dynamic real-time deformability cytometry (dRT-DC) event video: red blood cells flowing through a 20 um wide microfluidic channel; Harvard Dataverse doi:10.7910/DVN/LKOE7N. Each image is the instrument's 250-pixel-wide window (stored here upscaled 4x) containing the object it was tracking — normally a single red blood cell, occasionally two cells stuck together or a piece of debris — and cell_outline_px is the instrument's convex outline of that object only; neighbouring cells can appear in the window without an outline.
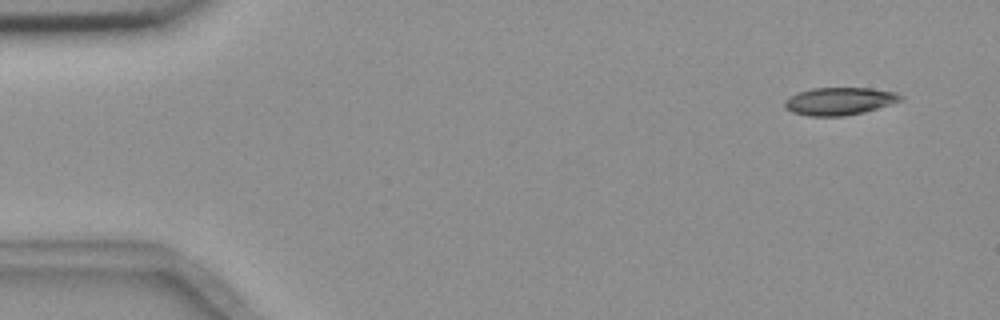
{"species": "common noctule bat (a hibernating species)", "species_latin": "Nyctalus noctula", "temperature_condition": "room temperature", "stored_images_in_passage": 7, "camera_frame_rate_fps": 3000, "um_per_image_px": 0.085, "animal": {"sex": "female", "body_mass_g": 18.4}, "frame": {"image": 1, "passage_image": 1, "time_ms": 0.0, "image_size_px": [1000, 320], "cell_outline_px": [[904, 100], [864, 112], [844, 116], [808, 116], [792, 112], [784, 108], [784, 100], [788, 96], [796, 92], [812, 88], [872, 88], [896, 92], [904, 96]], "centroid_in_image_um": [71.33, 8.59], "position_along_channel_um": 13.7, "area_um2": 18.96}}
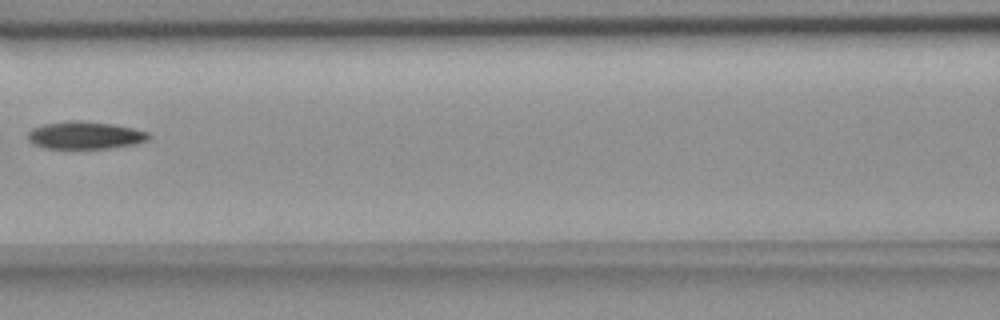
{"frame": {"image": 2, "passage_image": 6, "time_ms": 7.0, "image_size_px": [1000, 320], "cell_outline_px": [[152, 136], [148, 140], [136, 144], [108, 148], [44, 148], [32, 144], [28, 140], [28, 132], [32, 128], [44, 124], [72, 120], [80, 120], [112, 124], [132, 128], [148, 132]], "centroid_in_image_um": [7.23, 11.5], "position_along_channel_um": 159.4, "area_um2": 19.42}}
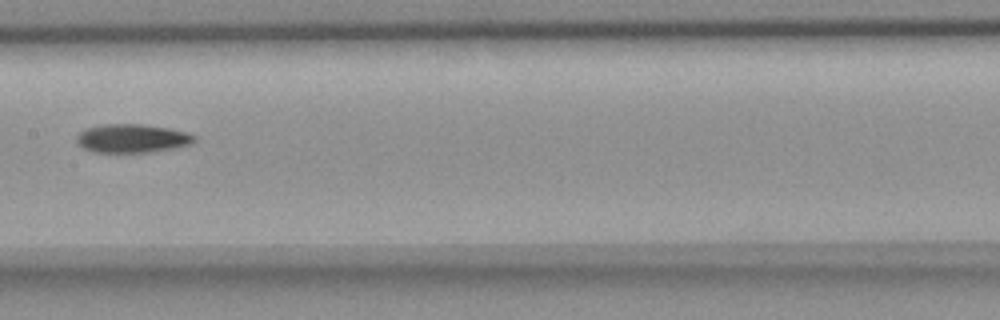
{"frame": {"image": 3, "passage_image": 7, "time_ms": 8.0, "image_size_px": [1000, 320], "cell_outline_px": [[196, 140], [192, 144], [176, 148], [148, 152], [92, 152], [76, 144], [76, 136], [84, 128], [104, 124], [144, 124], [172, 128], [188, 132], [196, 136]], "centroid_in_image_um": [11.25, 11.75], "position_along_channel_um": 196.2, "area_um2": 20.0}}